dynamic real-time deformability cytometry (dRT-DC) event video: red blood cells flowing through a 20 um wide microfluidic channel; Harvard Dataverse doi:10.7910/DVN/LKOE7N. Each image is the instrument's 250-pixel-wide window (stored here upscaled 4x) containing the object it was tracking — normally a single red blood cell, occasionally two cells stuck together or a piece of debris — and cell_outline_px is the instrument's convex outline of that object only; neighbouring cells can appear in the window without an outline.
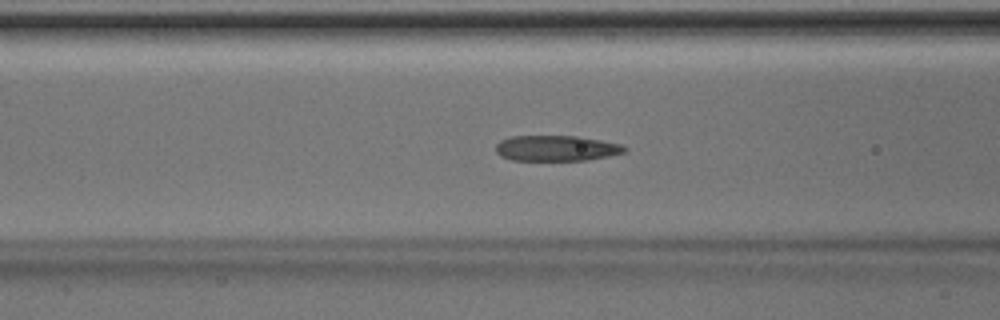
{"species": "Egyptian fruit bat (a non-hibernating species)", "species_latin": "Rousettus aegyptiacus", "temperature_condition": "room temperature", "stored_images_in_passage": 42, "camera_frame_rate_fps": 3000, "um_per_image_px": 0.085, "animal": {"sex": "male"}, "frame": {"image": 1, "passage_image": 12, "time_ms": 3.667, "image_size_px": [1000, 320], "cell_outline_px": [[628, 148], [624, 152], [608, 156], [588, 160], [512, 160], [500, 156], [496, 152], [496, 144], [500, 140], [512, 136], [576, 136], [600, 140], [620, 144]], "centroid_in_image_um": [47.26, 12.6], "position_along_channel_um": 119.3, "area_um2": 19.13}}
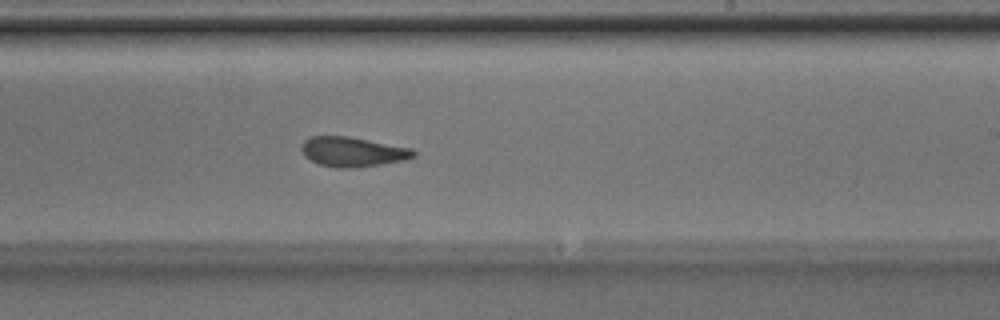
{"frame": {"image": 2, "passage_image": 22, "time_ms": 7.0, "image_size_px": [1000, 320], "cell_outline_px": [[416, 156], [404, 160], [380, 164], [352, 168], [336, 168], [320, 164], [304, 156], [300, 148], [304, 140], [312, 136], [348, 136], [412, 148], [416, 152]], "centroid_in_image_um": [29.97, 12.9], "position_along_channel_um": 259.0, "area_um2": 19.36}}
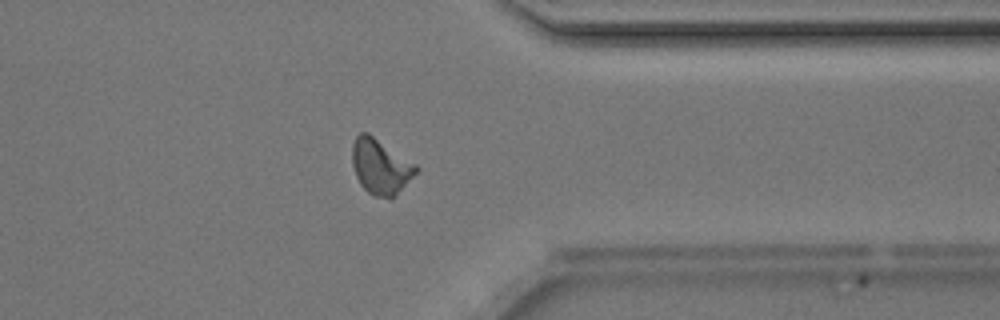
{"frame": {"image": 3, "passage_image": 31, "time_ms": 10.0, "image_size_px": [1000, 320], "cell_outline_px": [[420, 168], [392, 196], [372, 196], [360, 184], [356, 176], [352, 164], [352, 144], [356, 136], [360, 132], [368, 132], [416, 164]], "centroid_in_image_um": [32.3, 14.1], "position_along_channel_um": 379.1, "area_um2": 20.06}, "authors_computed_cell_mechanics": {"area_um2": 19.3919, "velocity_mm_per_s": 4.2019, "shape_relaxation_time_tau1_ms": 11.186, "shape_relaxation_time_tau2_ms": 2.2486, "deformation_change_tau1": 0.2918, "deformation_change_tau2": 0.0885}}